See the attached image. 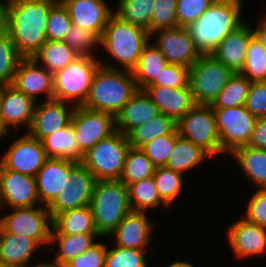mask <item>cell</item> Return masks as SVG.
<instances>
[{
  "mask_svg": "<svg viewBox=\"0 0 266 267\" xmlns=\"http://www.w3.org/2000/svg\"><path fill=\"white\" fill-rule=\"evenodd\" d=\"M211 158L200 147L179 136L164 167L184 174Z\"/></svg>",
  "mask_w": 266,
  "mask_h": 267,
  "instance_id": "1f68e13d",
  "label": "cell"
},
{
  "mask_svg": "<svg viewBox=\"0 0 266 267\" xmlns=\"http://www.w3.org/2000/svg\"><path fill=\"white\" fill-rule=\"evenodd\" d=\"M96 56H78L53 75L54 99L82 106L100 64Z\"/></svg>",
  "mask_w": 266,
  "mask_h": 267,
  "instance_id": "8992f818",
  "label": "cell"
},
{
  "mask_svg": "<svg viewBox=\"0 0 266 267\" xmlns=\"http://www.w3.org/2000/svg\"><path fill=\"white\" fill-rule=\"evenodd\" d=\"M129 204L134 212H145L147 209L168 207L159 197L153 176L128 186Z\"/></svg>",
  "mask_w": 266,
  "mask_h": 267,
  "instance_id": "d590c367",
  "label": "cell"
},
{
  "mask_svg": "<svg viewBox=\"0 0 266 267\" xmlns=\"http://www.w3.org/2000/svg\"><path fill=\"white\" fill-rule=\"evenodd\" d=\"M90 208L97 233L111 236L123 218L132 210L128 187L118 180H96Z\"/></svg>",
  "mask_w": 266,
  "mask_h": 267,
  "instance_id": "5b68a950",
  "label": "cell"
},
{
  "mask_svg": "<svg viewBox=\"0 0 266 267\" xmlns=\"http://www.w3.org/2000/svg\"><path fill=\"white\" fill-rule=\"evenodd\" d=\"M167 64L162 52L153 43L148 42L143 47L138 63L132 70L138 90L147 88Z\"/></svg>",
  "mask_w": 266,
  "mask_h": 267,
  "instance_id": "f1b7e54d",
  "label": "cell"
},
{
  "mask_svg": "<svg viewBox=\"0 0 266 267\" xmlns=\"http://www.w3.org/2000/svg\"><path fill=\"white\" fill-rule=\"evenodd\" d=\"M189 85V68L178 64H167L149 86L180 89Z\"/></svg>",
  "mask_w": 266,
  "mask_h": 267,
  "instance_id": "681fc988",
  "label": "cell"
},
{
  "mask_svg": "<svg viewBox=\"0 0 266 267\" xmlns=\"http://www.w3.org/2000/svg\"><path fill=\"white\" fill-rule=\"evenodd\" d=\"M150 41L148 31L140 26L121 20L113 14L100 38V47L128 71L138 63L143 47Z\"/></svg>",
  "mask_w": 266,
  "mask_h": 267,
  "instance_id": "277c9868",
  "label": "cell"
},
{
  "mask_svg": "<svg viewBox=\"0 0 266 267\" xmlns=\"http://www.w3.org/2000/svg\"><path fill=\"white\" fill-rule=\"evenodd\" d=\"M170 134H178L177 122L173 118L160 113L145 124L134 128L127 135V138L131 147L141 148L155 138Z\"/></svg>",
  "mask_w": 266,
  "mask_h": 267,
  "instance_id": "d6a6232c",
  "label": "cell"
},
{
  "mask_svg": "<svg viewBox=\"0 0 266 267\" xmlns=\"http://www.w3.org/2000/svg\"><path fill=\"white\" fill-rule=\"evenodd\" d=\"M214 0H177L176 19L178 27L196 22Z\"/></svg>",
  "mask_w": 266,
  "mask_h": 267,
  "instance_id": "c3c4849f",
  "label": "cell"
},
{
  "mask_svg": "<svg viewBox=\"0 0 266 267\" xmlns=\"http://www.w3.org/2000/svg\"><path fill=\"white\" fill-rule=\"evenodd\" d=\"M240 74L251 82L266 81V50L255 35L248 43L245 63Z\"/></svg>",
  "mask_w": 266,
  "mask_h": 267,
  "instance_id": "b9f144b4",
  "label": "cell"
},
{
  "mask_svg": "<svg viewBox=\"0 0 266 267\" xmlns=\"http://www.w3.org/2000/svg\"><path fill=\"white\" fill-rule=\"evenodd\" d=\"M130 147L127 136L115 131L89 149L81 163L96 180H118Z\"/></svg>",
  "mask_w": 266,
  "mask_h": 267,
  "instance_id": "52a82bcc",
  "label": "cell"
},
{
  "mask_svg": "<svg viewBox=\"0 0 266 267\" xmlns=\"http://www.w3.org/2000/svg\"><path fill=\"white\" fill-rule=\"evenodd\" d=\"M0 7L2 27L17 52L32 58L47 41L46 23L52 5L45 0H2Z\"/></svg>",
  "mask_w": 266,
  "mask_h": 267,
  "instance_id": "6da1fadb",
  "label": "cell"
},
{
  "mask_svg": "<svg viewBox=\"0 0 266 267\" xmlns=\"http://www.w3.org/2000/svg\"><path fill=\"white\" fill-rule=\"evenodd\" d=\"M77 161L67 158H48L35 175L37 194L42 206L48 207L65 186Z\"/></svg>",
  "mask_w": 266,
  "mask_h": 267,
  "instance_id": "ffe728a7",
  "label": "cell"
},
{
  "mask_svg": "<svg viewBox=\"0 0 266 267\" xmlns=\"http://www.w3.org/2000/svg\"><path fill=\"white\" fill-rule=\"evenodd\" d=\"M241 3V0H214L196 22L186 27L201 54H211L230 32L243 23Z\"/></svg>",
  "mask_w": 266,
  "mask_h": 267,
  "instance_id": "3957f363",
  "label": "cell"
},
{
  "mask_svg": "<svg viewBox=\"0 0 266 267\" xmlns=\"http://www.w3.org/2000/svg\"><path fill=\"white\" fill-rule=\"evenodd\" d=\"M63 41L79 56H95L92 49L100 45V37L96 33L75 25H72Z\"/></svg>",
  "mask_w": 266,
  "mask_h": 267,
  "instance_id": "f6af8a7d",
  "label": "cell"
},
{
  "mask_svg": "<svg viewBox=\"0 0 266 267\" xmlns=\"http://www.w3.org/2000/svg\"><path fill=\"white\" fill-rule=\"evenodd\" d=\"M176 4L177 0H154L150 28L147 30L149 35L157 30L178 27Z\"/></svg>",
  "mask_w": 266,
  "mask_h": 267,
  "instance_id": "ee69618b",
  "label": "cell"
},
{
  "mask_svg": "<svg viewBox=\"0 0 266 267\" xmlns=\"http://www.w3.org/2000/svg\"><path fill=\"white\" fill-rule=\"evenodd\" d=\"M52 6H65L70 0H45Z\"/></svg>",
  "mask_w": 266,
  "mask_h": 267,
  "instance_id": "680465c9",
  "label": "cell"
},
{
  "mask_svg": "<svg viewBox=\"0 0 266 267\" xmlns=\"http://www.w3.org/2000/svg\"><path fill=\"white\" fill-rule=\"evenodd\" d=\"M251 81L240 73H234L218 97L211 104L212 108H231L245 104Z\"/></svg>",
  "mask_w": 266,
  "mask_h": 267,
  "instance_id": "f35d334b",
  "label": "cell"
},
{
  "mask_svg": "<svg viewBox=\"0 0 266 267\" xmlns=\"http://www.w3.org/2000/svg\"><path fill=\"white\" fill-rule=\"evenodd\" d=\"M48 158H67L81 162L84 154L77 146L71 123L42 140Z\"/></svg>",
  "mask_w": 266,
  "mask_h": 267,
  "instance_id": "4dcf8cb0",
  "label": "cell"
},
{
  "mask_svg": "<svg viewBox=\"0 0 266 267\" xmlns=\"http://www.w3.org/2000/svg\"><path fill=\"white\" fill-rule=\"evenodd\" d=\"M71 27L72 21L66 7L52 6L46 23L47 40L63 41Z\"/></svg>",
  "mask_w": 266,
  "mask_h": 267,
  "instance_id": "bcb514c9",
  "label": "cell"
},
{
  "mask_svg": "<svg viewBox=\"0 0 266 267\" xmlns=\"http://www.w3.org/2000/svg\"><path fill=\"white\" fill-rule=\"evenodd\" d=\"M227 229L228 242L237 259L260 256L266 251V228L245 218L231 223Z\"/></svg>",
  "mask_w": 266,
  "mask_h": 267,
  "instance_id": "d6986e66",
  "label": "cell"
},
{
  "mask_svg": "<svg viewBox=\"0 0 266 267\" xmlns=\"http://www.w3.org/2000/svg\"><path fill=\"white\" fill-rule=\"evenodd\" d=\"M71 126L77 146L83 154L116 131L115 116L83 106H76L71 118Z\"/></svg>",
  "mask_w": 266,
  "mask_h": 267,
  "instance_id": "7c38bea8",
  "label": "cell"
},
{
  "mask_svg": "<svg viewBox=\"0 0 266 267\" xmlns=\"http://www.w3.org/2000/svg\"><path fill=\"white\" fill-rule=\"evenodd\" d=\"M104 0H70L66 5L72 25L96 33L100 38L114 14Z\"/></svg>",
  "mask_w": 266,
  "mask_h": 267,
  "instance_id": "7402d4cb",
  "label": "cell"
},
{
  "mask_svg": "<svg viewBox=\"0 0 266 267\" xmlns=\"http://www.w3.org/2000/svg\"><path fill=\"white\" fill-rule=\"evenodd\" d=\"M221 150L231 154L249 144L256 117L244 105L231 108H213Z\"/></svg>",
  "mask_w": 266,
  "mask_h": 267,
  "instance_id": "30bf717a",
  "label": "cell"
},
{
  "mask_svg": "<svg viewBox=\"0 0 266 267\" xmlns=\"http://www.w3.org/2000/svg\"><path fill=\"white\" fill-rule=\"evenodd\" d=\"M35 104L30 97L14 86H0V116L7 130L10 126L19 129V126L24 125L28 127V131L32 123Z\"/></svg>",
  "mask_w": 266,
  "mask_h": 267,
  "instance_id": "44dd1931",
  "label": "cell"
},
{
  "mask_svg": "<svg viewBox=\"0 0 266 267\" xmlns=\"http://www.w3.org/2000/svg\"><path fill=\"white\" fill-rule=\"evenodd\" d=\"M9 134V130L6 129V127L3 125L1 116H0V138L5 137Z\"/></svg>",
  "mask_w": 266,
  "mask_h": 267,
  "instance_id": "91938a15",
  "label": "cell"
},
{
  "mask_svg": "<svg viewBox=\"0 0 266 267\" xmlns=\"http://www.w3.org/2000/svg\"><path fill=\"white\" fill-rule=\"evenodd\" d=\"M248 145L253 148L266 150V117L256 119Z\"/></svg>",
  "mask_w": 266,
  "mask_h": 267,
  "instance_id": "db71d44e",
  "label": "cell"
},
{
  "mask_svg": "<svg viewBox=\"0 0 266 267\" xmlns=\"http://www.w3.org/2000/svg\"><path fill=\"white\" fill-rule=\"evenodd\" d=\"M158 114V107L145 90H137L115 115V129L127 136L134 128L145 124Z\"/></svg>",
  "mask_w": 266,
  "mask_h": 267,
  "instance_id": "d4e9b609",
  "label": "cell"
},
{
  "mask_svg": "<svg viewBox=\"0 0 266 267\" xmlns=\"http://www.w3.org/2000/svg\"><path fill=\"white\" fill-rule=\"evenodd\" d=\"M98 233H86V234H75L66 235L61 233H51L50 245L56 242L58 243V249L56 256L53 260L60 262L65 265L78 255L84 253L96 242L95 238H100ZM59 251V252H58Z\"/></svg>",
  "mask_w": 266,
  "mask_h": 267,
  "instance_id": "e575fe53",
  "label": "cell"
},
{
  "mask_svg": "<svg viewBox=\"0 0 266 267\" xmlns=\"http://www.w3.org/2000/svg\"><path fill=\"white\" fill-rule=\"evenodd\" d=\"M106 63L100 60L101 65L93 77L88 97L82 106L115 116L137 92L138 87L132 71Z\"/></svg>",
  "mask_w": 266,
  "mask_h": 267,
  "instance_id": "7a4b0ae2",
  "label": "cell"
},
{
  "mask_svg": "<svg viewBox=\"0 0 266 267\" xmlns=\"http://www.w3.org/2000/svg\"><path fill=\"white\" fill-rule=\"evenodd\" d=\"M153 225L145 212L131 211L111 233L115 237L114 245L145 250L151 242Z\"/></svg>",
  "mask_w": 266,
  "mask_h": 267,
  "instance_id": "603a6c76",
  "label": "cell"
},
{
  "mask_svg": "<svg viewBox=\"0 0 266 267\" xmlns=\"http://www.w3.org/2000/svg\"><path fill=\"white\" fill-rule=\"evenodd\" d=\"M0 267H11V266H8V265L4 264L3 262H0Z\"/></svg>",
  "mask_w": 266,
  "mask_h": 267,
  "instance_id": "6125c7cd",
  "label": "cell"
},
{
  "mask_svg": "<svg viewBox=\"0 0 266 267\" xmlns=\"http://www.w3.org/2000/svg\"><path fill=\"white\" fill-rule=\"evenodd\" d=\"M247 203L246 214L243 218L266 228V188L258 189Z\"/></svg>",
  "mask_w": 266,
  "mask_h": 267,
  "instance_id": "f5cc1de1",
  "label": "cell"
},
{
  "mask_svg": "<svg viewBox=\"0 0 266 267\" xmlns=\"http://www.w3.org/2000/svg\"><path fill=\"white\" fill-rule=\"evenodd\" d=\"M154 0H118L114 14L146 30L150 28Z\"/></svg>",
  "mask_w": 266,
  "mask_h": 267,
  "instance_id": "74e56055",
  "label": "cell"
},
{
  "mask_svg": "<svg viewBox=\"0 0 266 267\" xmlns=\"http://www.w3.org/2000/svg\"><path fill=\"white\" fill-rule=\"evenodd\" d=\"M253 36L254 31L250 24L243 22L230 32L211 54L234 73H240L245 63L248 43Z\"/></svg>",
  "mask_w": 266,
  "mask_h": 267,
  "instance_id": "cb8c5ba5",
  "label": "cell"
},
{
  "mask_svg": "<svg viewBox=\"0 0 266 267\" xmlns=\"http://www.w3.org/2000/svg\"><path fill=\"white\" fill-rule=\"evenodd\" d=\"M107 245L96 242L84 253L66 263L65 267H104Z\"/></svg>",
  "mask_w": 266,
  "mask_h": 267,
  "instance_id": "816d5d0a",
  "label": "cell"
},
{
  "mask_svg": "<svg viewBox=\"0 0 266 267\" xmlns=\"http://www.w3.org/2000/svg\"><path fill=\"white\" fill-rule=\"evenodd\" d=\"M244 106L254 117H266V81L251 82Z\"/></svg>",
  "mask_w": 266,
  "mask_h": 267,
  "instance_id": "f907efd6",
  "label": "cell"
},
{
  "mask_svg": "<svg viewBox=\"0 0 266 267\" xmlns=\"http://www.w3.org/2000/svg\"><path fill=\"white\" fill-rule=\"evenodd\" d=\"M40 202L35 177L4 168L0 164V207H35Z\"/></svg>",
  "mask_w": 266,
  "mask_h": 267,
  "instance_id": "2e32d148",
  "label": "cell"
},
{
  "mask_svg": "<svg viewBox=\"0 0 266 267\" xmlns=\"http://www.w3.org/2000/svg\"><path fill=\"white\" fill-rule=\"evenodd\" d=\"M104 267H148L145 250L118 247L106 251Z\"/></svg>",
  "mask_w": 266,
  "mask_h": 267,
  "instance_id": "7bdbcfd3",
  "label": "cell"
},
{
  "mask_svg": "<svg viewBox=\"0 0 266 267\" xmlns=\"http://www.w3.org/2000/svg\"><path fill=\"white\" fill-rule=\"evenodd\" d=\"M76 106L68 109L67 103L61 100L50 99L43 103H36L33 119L29 130L32 137L42 141L48 135L68 126Z\"/></svg>",
  "mask_w": 266,
  "mask_h": 267,
  "instance_id": "e0dca14e",
  "label": "cell"
},
{
  "mask_svg": "<svg viewBox=\"0 0 266 267\" xmlns=\"http://www.w3.org/2000/svg\"><path fill=\"white\" fill-rule=\"evenodd\" d=\"M78 56L64 41L47 40L32 58L54 75Z\"/></svg>",
  "mask_w": 266,
  "mask_h": 267,
  "instance_id": "836d02e7",
  "label": "cell"
},
{
  "mask_svg": "<svg viewBox=\"0 0 266 267\" xmlns=\"http://www.w3.org/2000/svg\"><path fill=\"white\" fill-rule=\"evenodd\" d=\"M177 131L179 136L200 147L211 158L224 154L211 105L196 104L177 122Z\"/></svg>",
  "mask_w": 266,
  "mask_h": 267,
  "instance_id": "9c48e42d",
  "label": "cell"
},
{
  "mask_svg": "<svg viewBox=\"0 0 266 267\" xmlns=\"http://www.w3.org/2000/svg\"><path fill=\"white\" fill-rule=\"evenodd\" d=\"M183 176L184 174L166 167L155 168L153 180L160 199L168 207L175 202L182 191Z\"/></svg>",
  "mask_w": 266,
  "mask_h": 267,
  "instance_id": "ab89813d",
  "label": "cell"
},
{
  "mask_svg": "<svg viewBox=\"0 0 266 267\" xmlns=\"http://www.w3.org/2000/svg\"><path fill=\"white\" fill-rule=\"evenodd\" d=\"M168 267H194L190 262H185L181 260H175L173 263H171Z\"/></svg>",
  "mask_w": 266,
  "mask_h": 267,
  "instance_id": "6f0895ef",
  "label": "cell"
},
{
  "mask_svg": "<svg viewBox=\"0 0 266 267\" xmlns=\"http://www.w3.org/2000/svg\"><path fill=\"white\" fill-rule=\"evenodd\" d=\"M2 232L27 236L40 247L50 244L52 217L46 206L12 208V212L4 214Z\"/></svg>",
  "mask_w": 266,
  "mask_h": 267,
  "instance_id": "8fae6325",
  "label": "cell"
},
{
  "mask_svg": "<svg viewBox=\"0 0 266 267\" xmlns=\"http://www.w3.org/2000/svg\"><path fill=\"white\" fill-rule=\"evenodd\" d=\"M257 28H255L254 35L261 42L262 46L266 50V15L264 14L263 18H260Z\"/></svg>",
  "mask_w": 266,
  "mask_h": 267,
  "instance_id": "11a10c76",
  "label": "cell"
},
{
  "mask_svg": "<svg viewBox=\"0 0 266 267\" xmlns=\"http://www.w3.org/2000/svg\"><path fill=\"white\" fill-rule=\"evenodd\" d=\"M51 233L66 235L97 233L90 206L71 209L52 219Z\"/></svg>",
  "mask_w": 266,
  "mask_h": 267,
  "instance_id": "83f0119b",
  "label": "cell"
},
{
  "mask_svg": "<svg viewBox=\"0 0 266 267\" xmlns=\"http://www.w3.org/2000/svg\"><path fill=\"white\" fill-rule=\"evenodd\" d=\"M1 232H2V218H0V235H1Z\"/></svg>",
  "mask_w": 266,
  "mask_h": 267,
  "instance_id": "be15d7a7",
  "label": "cell"
},
{
  "mask_svg": "<svg viewBox=\"0 0 266 267\" xmlns=\"http://www.w3.org/2000/svg\"><path fill=\"white\" fill-rule=\"evenodd\" d=\"M22 58L11 41L9 34L2 27L0 29V86L12 84Z\"/></svg>",
  "mask_w": 266,
  "mask_h": 267,
  "instance_id": "60d3db41",
  "label": "cell"
},
{
  "mask_svg": "<svg viewBox=\"0 0 266 267\" xmlns=\"http://www.w3.org/2000/svg\"><path fill=\"white\" fill-rule=\"evenodd\" d=\"M144 90L158 107L159 112L176 122L196 105L189 85L180 89L148 86Z\"/></svg>",
  "mask_w": 266,
  "mask_h": 267,
  "instance_id": "484cf974",
  "label": "cell"
},
{
  "mask_svg": "<svg viewBox=\"0 0 266 267\" xmlns=\"http://www.w3.org/2000/svg\"><path fill=\"white\" fill-rule=\"evenodd\" d=\"M249 179L258 186L266 188V150L241 146L230 154Z\"/></svg>",
  "mask_w": 266,
  "mask_h": 267,
  "instance_id": "f546056e",
  "label": "cell"
},
{
  "mask_svg": "<svg viewBox=\"0 0 266 267\" xmlns=\"http://www.w3.org/2000/svg\"><path fill=\"white\" fill-rule=\"evenodd\" d=\"M153 44L162 52L168 64H178L190 68L202 55L196 48L185 27L161 29L150 34Z\"/></svg>",
  "mask_w": 266,
  "mask_h": 267,
  "instance_id": "9a60e30c",
  "label": "cell"
},
{
  "mask_svg": "<svg viewBox=\"0 0 266 267\" xmlns=\"http://www.w3.org/2000/svg\"><path fill=\"white\" fill-rule=\"evenodd\" d=\"M155 166L140 148L130 147L119 180L127 187L154 175Z\"/></svg>",
  "mask_w": 266,
  "mask_h": 267,
  "instance_id": "8d00e7d4",
  "label": "cell"
},
{
  "mask_svg": "<svg viewBox=\"0 0 266 267\" xmlns=\"http://www.w3.org/2000/svg\"><path fill=\"white\" fill-rule=\"evenodd\" d=\"M178 137L179 134L160 136L146 143L140 149L155 167H164Z\"/></svg>",
  "mask_w": 266,
  "mask_h": 267,
  "instance_id": "7dc6e473",
  "label": "cell"
},
{
  "mask_svg": "<svg viewBox=\"0 0 266 267\" xmlns=\"http://www.w3.org/2000/svg\"><path fill=\"white\" fill-rule=\"evenodd\" d=\"M28 267H65L64 265H62L60 262L53 260V262H42V263H38V264H34L32 266H28Z\"/></svg>",
  "mask_w": 266,
  "mask_h": 267,
  "instance_id": "9f6ffc18",
  "label": "cell"
},
{
  "mask_svg": "<svg viewBox=\"0 0 266 267\" xmlns=\"http://www.w3.org/2000/svg\"><path fill=\"white\" fill-rule=\"evenodd\" d=\"M38 66L33 58H22L11 84L35 103L42 93L46 95L45 100L54 99L53 75L44 67Z\"/></svg>",
  "mask_w": 266,
  "mask_h": 267,
  "instance_id": "ac0fdd59",
  "label": "cell"
},
{
  "mask_svg": "<svg viewBox=\"0 0 266 267\" xmlns=\"http://www.w3.org/2000/svg\"><path fill=\"white\" fill-rule=\"evenodd\" d=\"M47 159L42 141L27 132L13 141L0 158V164L6 169L35 177Z\"/></svg>",
  "mask_w": 266,
  "mask_h": 267,
  "instance_id": "5bb4252c",
  "label": "cell"
},
{
  "mask_svg": "<svg viewBox=\"0 0 266 267\" xmlns=\"http://www.w3.org/2000/svg\"><path fill=\"white\" fill-rule=\"evenodd\" d=\"M233 75L212 54H202L189 68V86L195 104L211 105Z\"/></svg>",
  "mask_w": 266,
  "mask_h": 267,
  "instance_id": "ba28073f",
  "label": "cell"
},
{
  "mask_svg": "<svg viewBox=\"0 0 266 267\" xmlns=\"http://www.w3.org/2000/svg\"><path fill=\"white\" fill-rule=\"evenodd\" d=\"M41 248L33 239L13 233L0 235V262L11 267H28L32 255Z\"/></svg>",
  "mask_w": 266,
  "mask_h": 267,
  "instance_id": "4316f807",
  "label": "cell"
},
{
  "mask_svg": "<svg viewBox=\"0 0 266 267\" xmlns=\"http://www.w3.org/2000/svg\"><path fill=\"white\" fill-rule=\"evenodd\" d=\"M95 183L92 173L78 162L71 169L63 189L47 207L52 219L64 211L90 206Z\"/></svg>",
  "mask_w": 266,
  "mask_h": 267,
  "instance_id": "4fadbf2b",
  "label": "cell"
},
{
  "mask_svg": "<svg viewBox=\"0 0 266 267\" xmlns=\"http://www.w3.org/2000/svg\"><path fill=\"white\" fill-rule=\"evenodd\" d=\"M2 28V11L0 7V29Z\"/></svg>",
  "mask_w": 266,
  "mask_h": 267,
  "instance_id": "94428289",
  "label": "cell"
}]
</instances>
